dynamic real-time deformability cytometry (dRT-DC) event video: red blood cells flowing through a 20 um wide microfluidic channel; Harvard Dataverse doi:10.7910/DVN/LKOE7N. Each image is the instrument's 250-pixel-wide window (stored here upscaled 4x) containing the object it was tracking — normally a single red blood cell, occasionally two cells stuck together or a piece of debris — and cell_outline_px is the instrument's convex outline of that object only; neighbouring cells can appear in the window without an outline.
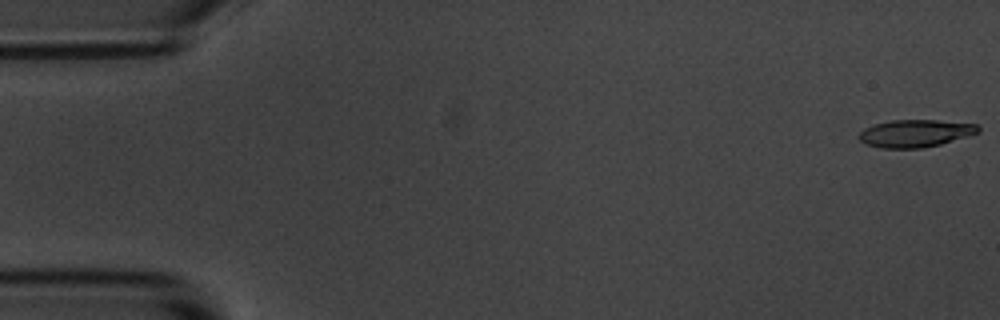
{"species": "common noctule bat (a hibernating species)", "species_latin": "Nyctalus noctula", "temperature_condition": "room temperature", "stored_images_in_passage": 55, "camera_frame_rate_fps": 3000, "um_per_image_px": 0.085, "animal": {"sex": "male", "body_mass_g": 20.1, "forearm_length_mm": 53.5}, "frame": {"image": 1, "passage_image": 1, "time_ms": 0.0, "image_size_px": [1000, 320], "cell_outline_px": [[980, 132], [968, 136], [940, 144], [920, 148], [884, 148], [868, 144], [860, 140], [860, 132], [864, 128], [872, 124], [892, 120], [936, 120], [976, 124], [980, 128]], "centroid_in_image_um": [77.81, 11.32], "position_along_channel_um": 7.2, "area_um2": 18.9}}
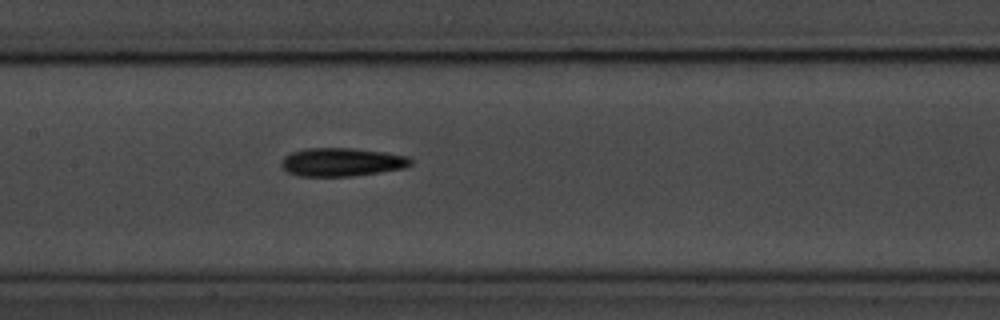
{"frame": {"image": 2, "passage_image": 26, "time_ms": 8.333, "image_size_px": [1000, 320], "cell_outline_px": [[412, 164], [404, 168], [352, 176], [300, 176], [288, 172], [280, 164], [284, 156], [292, 152], [304, 148], [352, 148], [384, 152], [408, 156], [412, 160]], "centroid_in_image_um": [29.04, 13.77], "position_along_channel_um": 178.4, "area_um2": 21.33}}
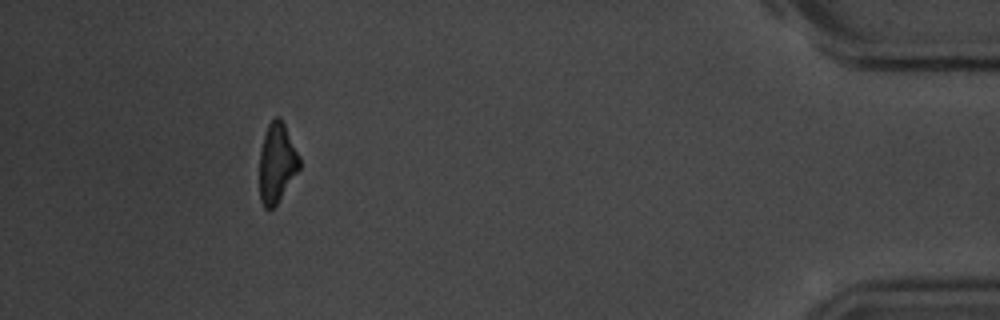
{"frame": {"image": 3, "passage_image": 50, "time_ms": 16.333, "image_size_px": [1000, 320], "cell_outline_px": [[300, 168], [276, 204], [272, 208], [264, 208], [260, 200], [260, 152], [264, 136], [268, 124], [276, 116], [280, 116], [300, 156]], "centroid_in_image_um": [23.54, 13.83], "position_along_channel_um": 411.7, "area_um2": 18.26}, "authors_computed_cell_mechanics": {"area_um2": 20.1144, "velocity_mm_per_s": 3.6813, "shape_relaxation_time_tau1_ms": 3.2654, "shape_relaxation_time_tau2_ms": 5.7564, "deformation_change_tau1": 0.1385, "deformation_change_tau2": 0.1699}}